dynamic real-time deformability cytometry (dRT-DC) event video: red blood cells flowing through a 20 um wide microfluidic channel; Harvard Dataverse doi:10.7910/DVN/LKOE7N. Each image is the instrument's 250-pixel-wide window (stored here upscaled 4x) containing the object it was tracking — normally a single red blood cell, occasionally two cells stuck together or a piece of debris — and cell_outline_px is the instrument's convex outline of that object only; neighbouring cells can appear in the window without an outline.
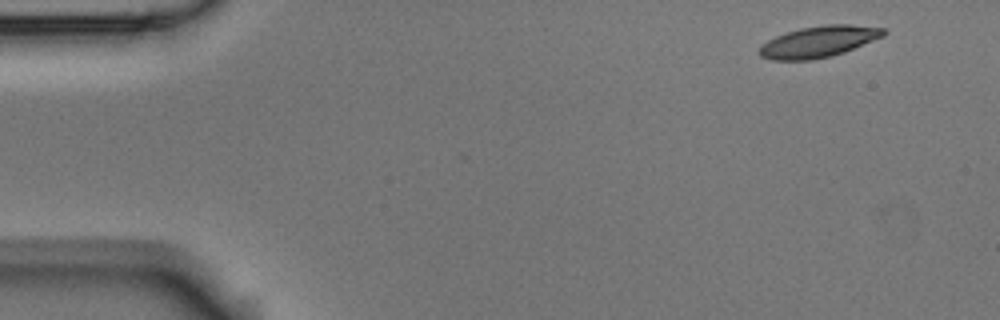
{"species": "Egyptian fruit bat (a non-hibernating species)", "species_latin": "Rousettus aegyptiacus", "temperature_condition": "room temperature", "stored_images_in_passage": 53, "camera_frame_rate_fps": 3000, "um_per_image_px": 0.085, "animal": {"sex": "male"}, "frame": {"image": 1, "passage_image": 1, "time_ms": 0.0, "image_size_px": [1000, 320], "cell_outline_px": [[888, 32], [884, 36], [844, 52], [832, 56], [812, 60], [772, 60], [760, 56], [756, 52], [760, 44], [776, 36], [800, 28], [828, 24], [852, 24], [884, 28]], "centroid_in_image_um": [69.57, 3.55], "position_along_channel_um": 15.4, "area_um2": 22.83}}
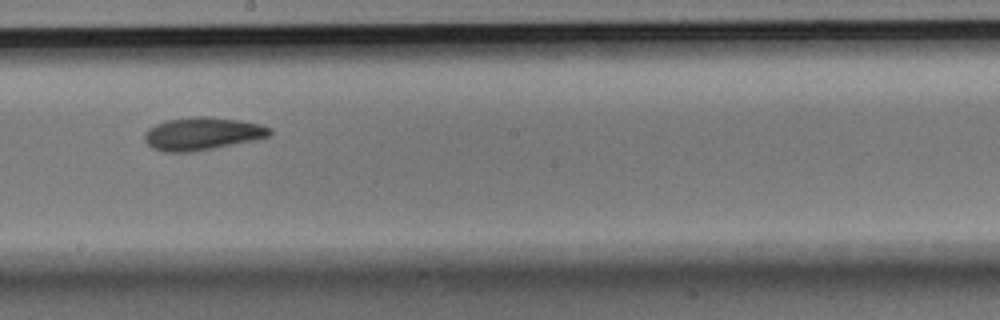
{"frame": {"image": 2, "passage_image": 28, "time_ms": 9.0, "image_size_px": [1000, 320], "cell_outline_px": [[272, 132], [268, 136], [252, 140], [192, 152], [164, 152], [152, 148], [144, 140], [144, 132], [148, 128], [156, 124], [168, 120], [196, 116], [208, 116], [240, 120], [260, 124], [272, 128]], "centroid_in_image_um": [17.16, 11.36], "position_along_channel_um": 231.0, "area_um2": 23.81}}
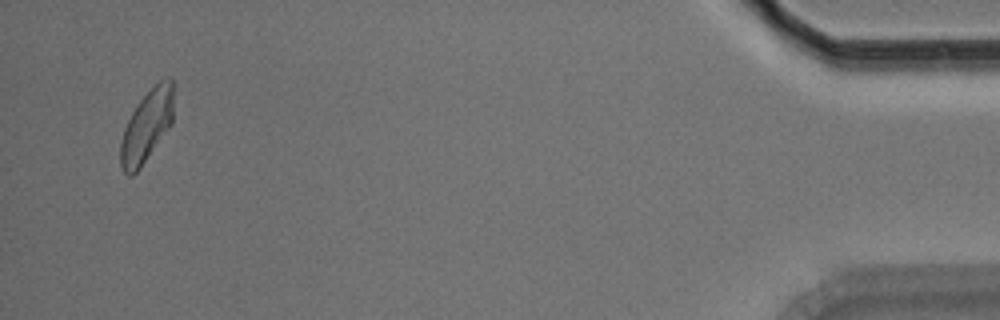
{"frame": {"image": 3, "passage_image": 51, "time_ms": 16.667, "image_size_px": [1000, 320], "cell_outline_px": [[172, 124], [140, 168], [132, 176], [128, 176], [124, 172], [120, 164], [120, 144], [124, 128], [136, 104], [160, 80], [168, 76], [172, 76]], "centroid_in_image_um": [12.46, 10.73], "position_along_channel_um": 422.7, "area_um2": 22.02}, "authors_computed_cell_mechanics": {"area_um2": 22.831, "velocity_mm_per_s": 3.5677, "shape_relaxation_time_tau1_ms": 6.0065, "shape_relaxation_time_tau2_ms": 5.7142, "deformation_change_tau1": 0.1573, "deformation_change_tau2": 0.1224}}